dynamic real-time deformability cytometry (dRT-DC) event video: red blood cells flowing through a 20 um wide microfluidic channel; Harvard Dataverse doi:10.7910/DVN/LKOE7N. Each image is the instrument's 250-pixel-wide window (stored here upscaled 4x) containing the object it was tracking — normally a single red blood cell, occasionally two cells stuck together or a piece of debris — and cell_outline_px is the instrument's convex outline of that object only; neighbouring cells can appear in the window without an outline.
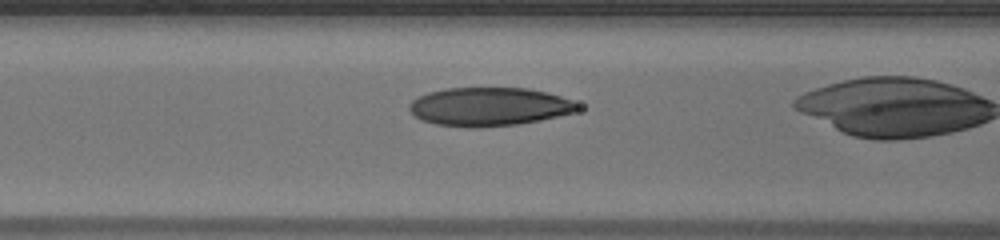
{"species": "human", "species_latin": "Homo sapiens", "temperature_condition": "warm", "stored_images_in_passage": 20, "camera_frame_rate_fps": 3000, "um_per_image_px": 0.085, "donor": {"sex": "male"}, "frame": {"image": 1, "passage_image": 15, "time_ms": 4.667, "image_size_px": [1000, 240], "cell_outline_px": [[584, 108], [576, 112], [540, 120], [516, 124], [480, 128], [468, 128], [436, 124], [420, 120], [408, 108], [408, 104], [412, 100], [428, 92], [448, 88], [528, 88], [548, 92], [572, 100], [580, 104]], "centroid_in_image_um": [41.61, 9.07], "position_along_channel_um": 125.0, "area_um2": 38.15}}